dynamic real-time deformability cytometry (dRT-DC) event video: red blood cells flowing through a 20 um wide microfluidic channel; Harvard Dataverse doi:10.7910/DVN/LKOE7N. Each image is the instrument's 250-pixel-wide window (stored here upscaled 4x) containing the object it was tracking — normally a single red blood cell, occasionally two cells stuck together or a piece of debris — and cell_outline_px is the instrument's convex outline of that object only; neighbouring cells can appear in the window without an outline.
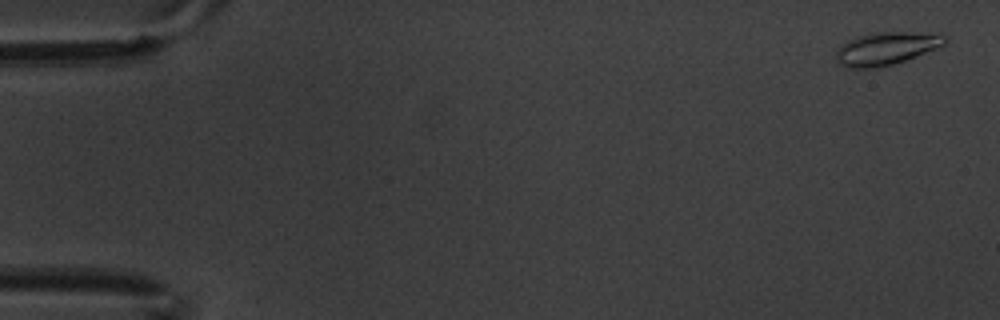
{"species": "common noctule bat (a hibernating species)", "species_latin": "Nyctalus noctula", "temperature_condition": "warm", "stored_images_in_passage": 5, "camera_frame_rate_fps": 3000, "um_per_image_px": 0.085, "animal": {"sex": "male", "body_mass_g": 20.1, "forearm_length_mm": 53.5}, "frame": {"image": 1, "passage_image": 1, "time_ms": 0.0, "image_size_px": [1000, 320], "cell_outline_px": [[948, 40], [944, 44], [936, 48], [904, 60], [892, 64], [876, 68], [848, 68], [840, 64], [836, 60], [836, 48], [848, 40], [872, 32], [940, 32], [948, 36]], "centroid_in_image_um": [75.35, 4.1], "position_along_channel_um": 9.6, "area_um2": 20.98}}
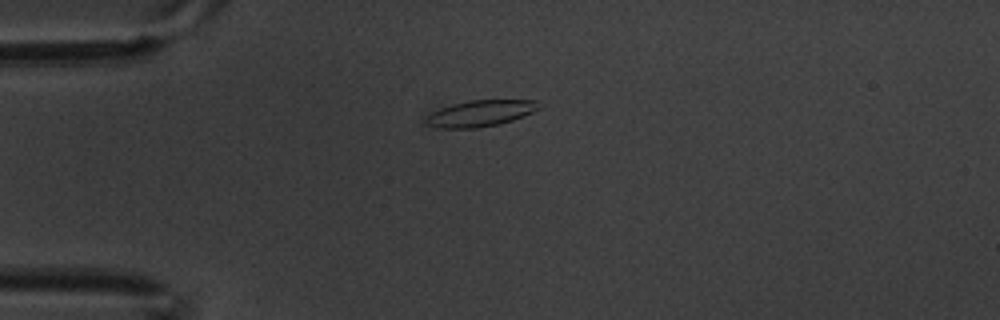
{"frame": {"image": 2, "passage_image": 4, "time_ms": 1.0, "image_size_px": [1000, 320], "cell_outline_px": [[540, 108], [524, 116], [500, 124], [476, 128], [440, 128], [428, 124], [428, 116], [432, 112], [440, 108], [452, 104], [468, 100], [536, 100]], "centroid_in_image_um": [40.86, 9.63], "position_along_channel_um": 44.1, "area_um2": 17.05}}